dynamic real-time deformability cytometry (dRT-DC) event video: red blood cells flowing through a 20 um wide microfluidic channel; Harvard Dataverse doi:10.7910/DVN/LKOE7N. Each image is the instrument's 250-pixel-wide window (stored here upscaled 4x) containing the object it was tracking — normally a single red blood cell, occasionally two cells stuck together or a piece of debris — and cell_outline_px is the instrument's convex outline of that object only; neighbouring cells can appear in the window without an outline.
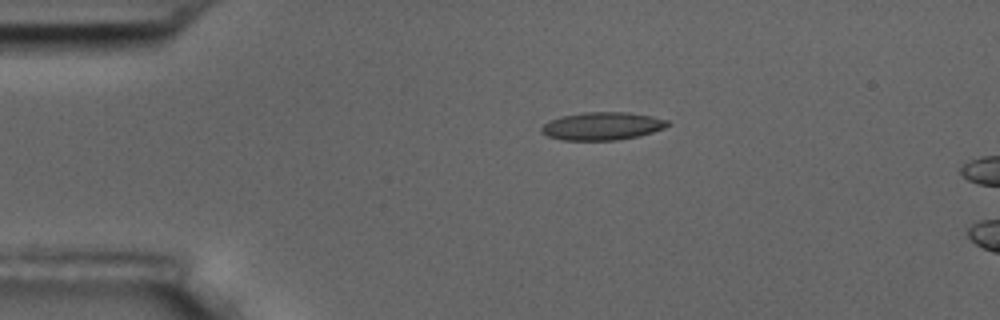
{"species": "common noctule bat (a hibernating species)", "species_latin": "Nyctalus noctula", "temperature_condition": "room temperature", "stored_images_in_passage": 5, "camera_frame_rate_fps": 3000, "um_per_image_px": 0.085, "animal": {"sex": "male", "body_mass_g": 17.5, "forearm_length_mm": 52.3}, "frame": {"image": 1, "passage_image": 3, "time_ms": 3.333, "image_size_px": [1000, 320], "cell_outline_px": [[672, 124], [664, 128], [640, 136], [616, 140], [560, 140], [548, 136], [540, 132], [540, 128], [544, 124], [560, 116], [584, 112], [628, 112], [652, 116], [668, 120]], "centroid_in_image_um": [51.2, 10.72], "position_along_channel_um": 33.8, "area_um2": 20.63}}